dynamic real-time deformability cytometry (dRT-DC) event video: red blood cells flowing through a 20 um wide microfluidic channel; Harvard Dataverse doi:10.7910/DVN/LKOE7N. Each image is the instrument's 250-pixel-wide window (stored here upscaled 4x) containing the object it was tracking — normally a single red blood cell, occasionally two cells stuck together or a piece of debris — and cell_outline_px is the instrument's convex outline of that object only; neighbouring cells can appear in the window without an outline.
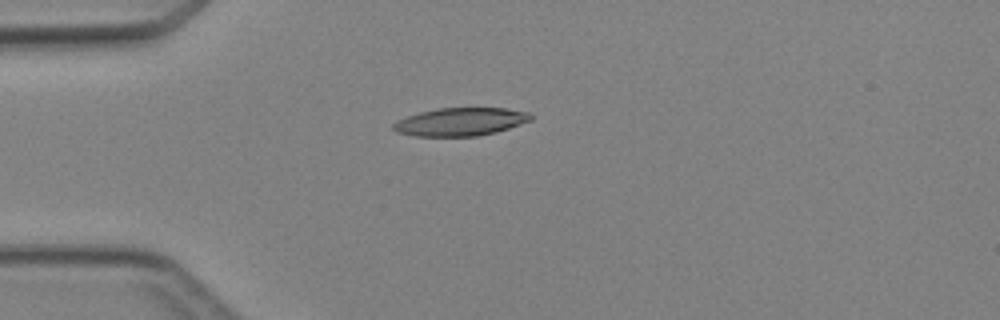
{"species": "Egyptian fruit bat (a non-hibernating species)", "species_latin": "Rousettus aegyptiacus", "temperature_condition": "cold", "stored_images_in_passage": 3, "camera_frame_rate_fps": 3000, "um_per_image_px": 0.085, "animal": {"sex": "female"}, "frame": {"image": 1, "passage_image": 3, "time_ms": 2.333, "image_size_px": [1000, 320], "cell_outline_px": [[532, 120], [496, 132], [476, 136], [416, 136], [396, 132], [392, 128], [392, 124], [396, 120], [420, 112], [436, 108], [504, 108], [528, 112], [532, 116]], "centroid_in_image_um": [39.11, 10.35], "position_along_channel_um": 45.9, "area_um2": 22.43}}